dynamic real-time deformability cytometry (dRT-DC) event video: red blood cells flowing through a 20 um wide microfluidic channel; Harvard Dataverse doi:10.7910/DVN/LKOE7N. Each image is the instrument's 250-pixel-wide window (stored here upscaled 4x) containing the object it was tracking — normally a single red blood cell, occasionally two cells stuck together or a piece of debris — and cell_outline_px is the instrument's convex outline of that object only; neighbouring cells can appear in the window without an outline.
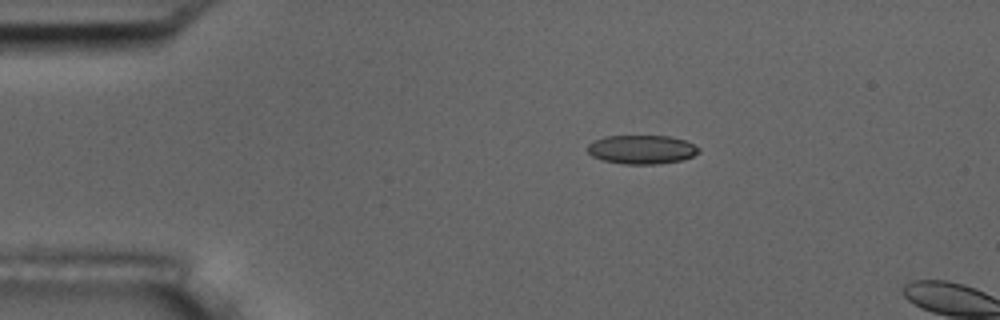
{"species": "common noctule bat (a hibernating species)", "species_latin": "Nyctalus noctula", "temperature_condition": "room temperature", "stored_images_in_passage": 4, "camera_frame_rate_fps": 3000, "um_per_image_px": 0.085, "animal": {"sex": "male", "body_mass_g": 17.5, "forearm_length_mm": 52.3}, "frame": {"image": 1, "passage_image": 1, "time_ms": 0.0, "image_size_px": [1000, 320], "cell_outline_px": [[700, 152], [692, 156], [680, 160], [660, 164], [624, 164], [604, 160], [592, 156], [588, 152], [588, 144], [592, 140], [604, 136], [668, 136], [684, 140], [700, 148]], "centroid_in_image_um": [54.52, 12.7], "position_along_channel_um": 30.5, "area_um2": 18.67}}